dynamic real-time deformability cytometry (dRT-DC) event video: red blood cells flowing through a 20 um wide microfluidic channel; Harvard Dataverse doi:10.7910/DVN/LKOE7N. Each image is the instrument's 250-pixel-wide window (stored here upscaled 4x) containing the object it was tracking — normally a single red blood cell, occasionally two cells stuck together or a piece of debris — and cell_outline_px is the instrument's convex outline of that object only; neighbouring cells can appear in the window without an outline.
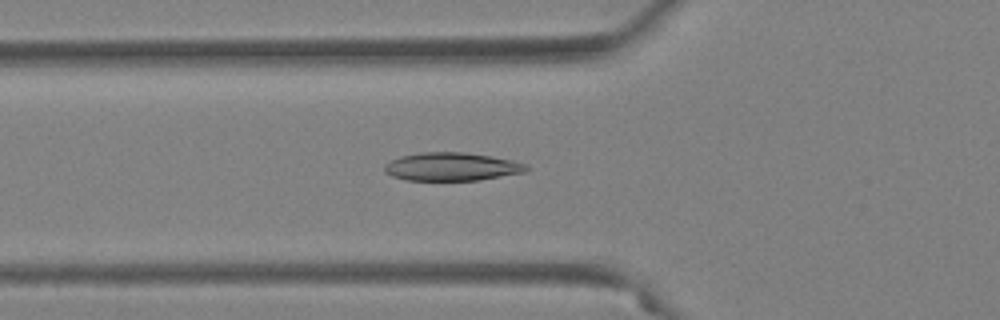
{"species": "Egyptian fruit bat (a non-hibernating species)", "species_latin": "Rousettus aegyptiacus", "temperature_condition": "warm", "stored_images_in_passage": 46, "camera_frame_rate_fps": 3000, "um_per_image_px": 0.085, "animal": {"sex": "female"}, "frame": {"image": 1, "passage_image": 11, "time_ms": 3.333, "image_size_px": [1000, 320], "cell_outline_px": [[532, 168], [524, 172], [480, 180], [408, 180], [392, 176], [384, 172], [384, 164], [400, 156], [420, 152], [464, 152], [492, 156], [512, 160], [528, 164]], "centroid_in_image_um": [38.42, 14.16], "position_along_channel_um": 87.4, "area_um2": 23.47}}
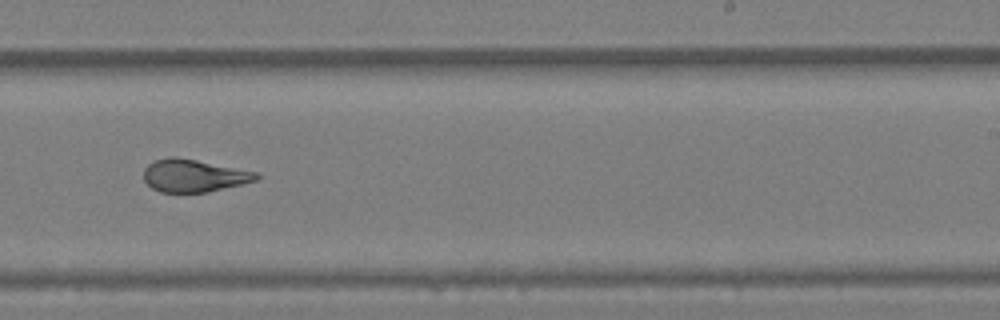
{"frame": {"image": 2, "passage_image": 26, "time_ms": 8.333, "image_size_px": [1000, 320], "cell_outline_px": [[260, 176], [256, 180], [208, 192], [160, 192], [152, 188], [144, 180], [144, 168], [148, 164], [156, 160], [172, 156], [176, 156], [260, 172]], "centroid_in_image_um": [16.48, 14.92], "position_along_channel_um": 272.5, "area_um2": 21.39}}
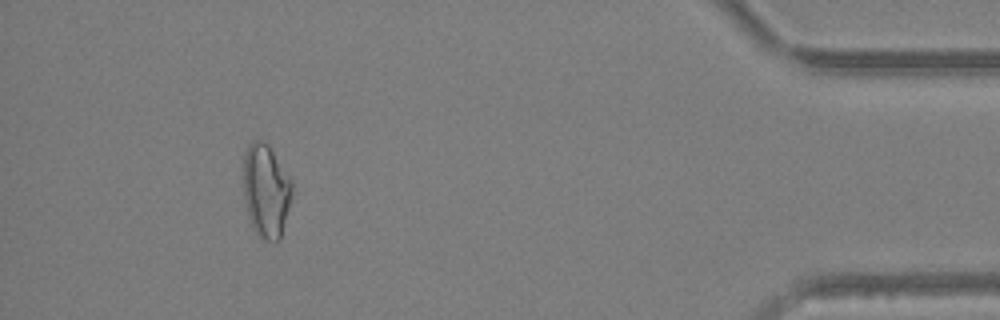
{"frame": {"image": 3, "passage_image": 42, "time_ms": 13.667, "image_size_px": [1000, 320], "cell_outline_px": [[292, 196], [280, 240], [276, 244], [272, 244], [256, 236], [252, 228], [248, 216], [244, 200], [244, 152], [248, 144], [252, 140], [264, 140], [268, 144], [292, 180]], "centroid_in_image_um": [22.61, 16.26], "position_along_channel_um": 412.6, "area_um2": 27.11}, "authors_computed_cell_mechanics": {"area_um2": 22.9177, "velocity_mm_per_s": 3.6982, "shape_relaxation_time_tau1_ms": 8.9594, "shape_relaxation_time_tau2_ms": 1.8171, "deformation_change_tau1": 0.2351, "deformation_change_tau2": 0.0843}}